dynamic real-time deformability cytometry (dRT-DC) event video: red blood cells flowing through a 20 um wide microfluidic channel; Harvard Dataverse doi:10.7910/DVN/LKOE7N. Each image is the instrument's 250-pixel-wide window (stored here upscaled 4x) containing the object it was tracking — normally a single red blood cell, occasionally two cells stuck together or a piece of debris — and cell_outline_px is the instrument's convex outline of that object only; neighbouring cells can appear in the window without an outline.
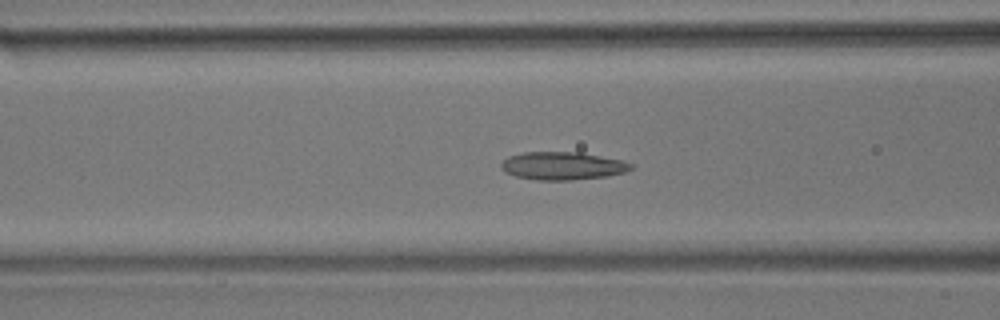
{"species": "common noctule bat (a hibernating species)", "species_latin": "Nyctalus noctula", "temperature_condition": "room temperature", "stored_images_in_passage": 51, "camera_frame_rate_fps": 3000, "um_per_image_px": 0.085, "animal": {"sex": "male", "body_mass_g": 17.9}, "frame": {"image": 1, "passage_image": 17, "time_ms": 5.333, "image_size_px": [1000, 320], "cell_outline_px": [[632, 168], [624, 172], [608, 176], [572, 180], [536, 180], [516, 176], [504, 172], [500, 168], [500, 164], [508, 156], [524, 152], [580, 152], [624, 160], [632, 164]], "centroid_in_image_um": [47.81, 14.09], "position_along_channel_um": 118.8, "area_um2": 21.27}}
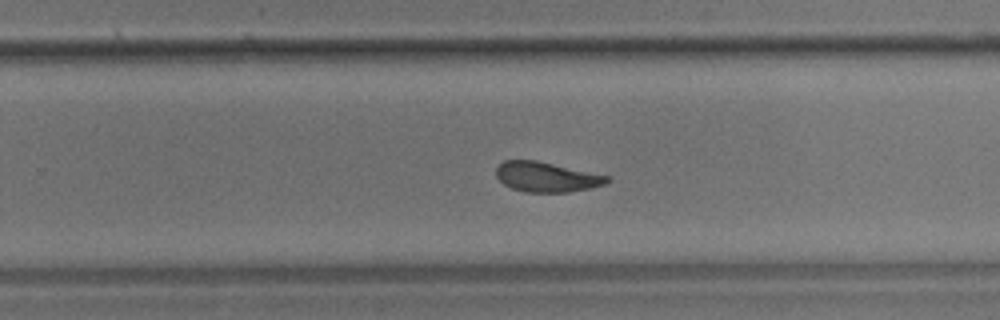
{"frame": {"image": 2, "passage_image": 31, "time_ms": 10.0, "image_size_px": [1000, 320], "cell_outline_px": [[608, 180], [604, 184], [588, 188], [568, 192], [524, 192], [512, 188], [504, 184], [496, 176], [496, 168], [504, 160], [536, 160], [608, 176]], "centroid_in_image_um": [46.39, 15.04], "position_along_channel_um": 283.4, "area_um2": 19.02}}
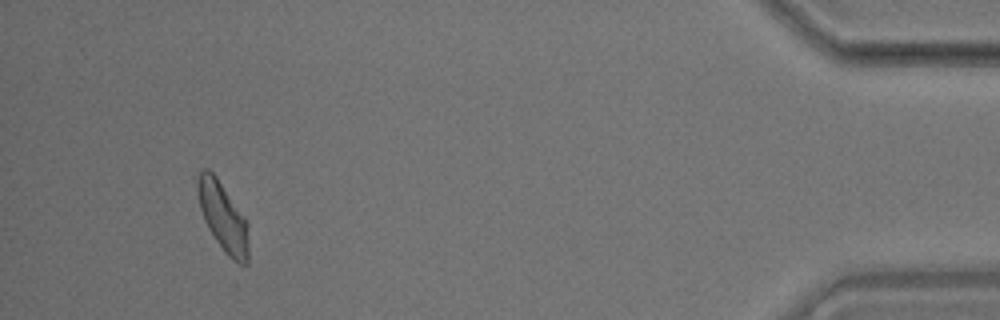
{"frame": {"image": 3, "passage_image": 48, "time_ms": 15.667, "image_size_px": [1000, 320], "cell_outline_px": [[248, 264], [240, 264], [232, 260], [224, 252], [208, 228], [204, 220], [200, 208], [196, 188], [196, 180], [200, 168], [208, 168], [216, 176], [244, 216], [248, 244]], "centroid_in_image_um": [18.91, 18.4], "position_along_channel_um": 416.3, "area_um2": 20.35}, "authors_computed_cell_mechanics": {"area_um2": 20.3456, "velocity_mm_per_s": 3.5305, "shape_relaxation_time_tau1_ms": 3.7818, "shape_relaxation_time_tau2_ms": 1.6886, "deformation_change_tau1": 0.1355, "deformation_change_tau2": 0.0902}}